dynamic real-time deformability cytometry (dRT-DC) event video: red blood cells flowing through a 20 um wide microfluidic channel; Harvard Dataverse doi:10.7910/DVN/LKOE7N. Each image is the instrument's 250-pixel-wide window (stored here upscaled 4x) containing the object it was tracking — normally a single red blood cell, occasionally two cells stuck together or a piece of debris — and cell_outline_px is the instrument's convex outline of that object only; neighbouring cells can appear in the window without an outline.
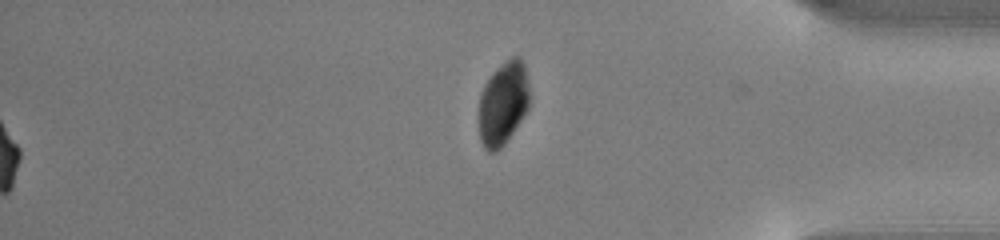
{"species": "common noctule bat (a hibernating species)", "species_latin": "Nyctalus noctula", "temperature_condition": "cold", "stored_images_in_passage": 55, "segment_of_instrument_passage": [2, 2], "camera_frame_rate_fps": 3000, "um_per_image_px": 0.085, "animal": {"sex": "male", "body_mass_g": 13.0, "forearm_length_mm": 53.1}, "frame": {"image": 1, "passage_image": 55, "time_ms": 18.0, "image_size_px": [1000, 240], "cell_outline_px": [[528, 108], [504, 144], [496, 152], [488, 152], [484, 148], [480, 140], [480, 92], [484, 84], [492, 72], [512, 56], [520, 56], [524, 64], [528, 84]], "centroid_in_image_um": [42.75, 8.77], "position_along_channel_um": 392.5, "area_um2": 24.28}}